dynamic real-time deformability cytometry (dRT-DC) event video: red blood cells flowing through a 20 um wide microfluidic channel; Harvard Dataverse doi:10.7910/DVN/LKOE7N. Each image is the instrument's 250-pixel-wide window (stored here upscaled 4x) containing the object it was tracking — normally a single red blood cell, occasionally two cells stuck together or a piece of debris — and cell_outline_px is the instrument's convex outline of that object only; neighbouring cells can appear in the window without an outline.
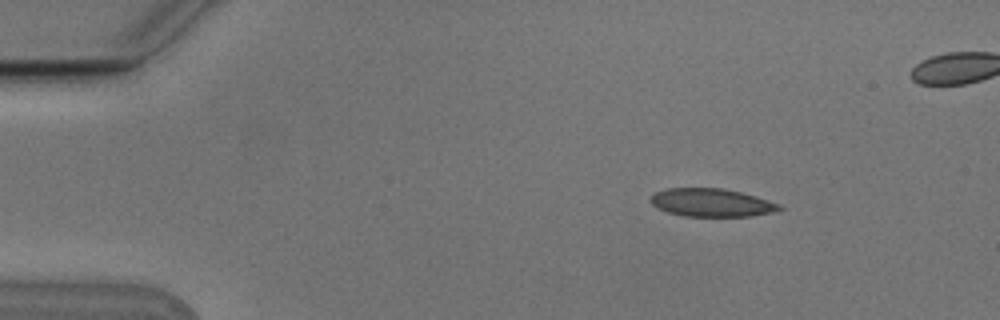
{"species": "Egyptian fruit bat (a non-hibernating species)", "species_latin": "Rousettus aegyptiacus", "temperature_condition": "cold", "stored_images_in_passage": 5, "camera_frame_rate_fps": 3000, "um_per_image_px": 0.085, "animal": {"sex": "male"}, "frame": {"image": 1, "passage_image": 2, "time_ms": 0.333, "image_size_px": [1000, 320], "cell_outline_px": [[784, 208], [772, 212], [752, 216], [684, 216], [668, 212], [652, 204], [648, 200], [656, 192], [668, 188], [724, 188], [756, 196], [780, 204]], "centroid_in_image_um": [60.5, 17.22], "position_along_channel_um": 24.5, "area_um2": 20.98}}